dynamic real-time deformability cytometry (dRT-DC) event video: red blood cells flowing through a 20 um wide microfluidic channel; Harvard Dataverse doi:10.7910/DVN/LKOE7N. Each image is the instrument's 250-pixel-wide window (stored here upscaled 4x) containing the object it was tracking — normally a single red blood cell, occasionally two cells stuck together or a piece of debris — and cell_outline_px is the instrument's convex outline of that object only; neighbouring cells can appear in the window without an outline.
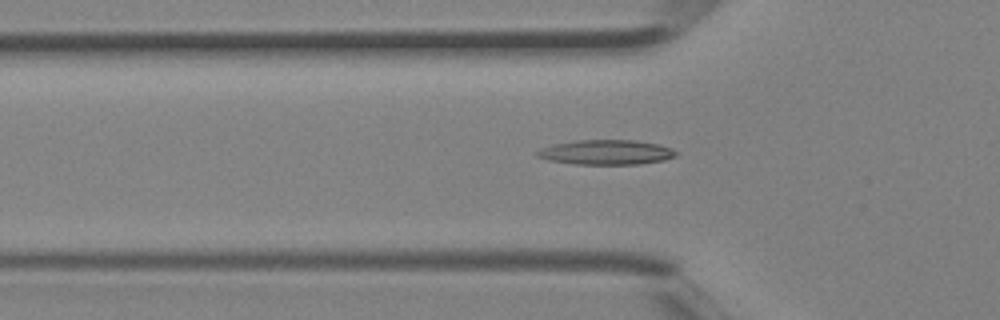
{"species": "Egyptian fruit bat (a non-hibernating species)", "species_latin": "Rousettus aegyptiacus", "temperature_condition": "room temperature", "stored_images_in_passage": 3, "camera_frame_rate_fps": 3000, "um_per_image_px": 0.085, "animal": {"sex": "female"}, "frame": {"image": 1, "passage_image": 3, "time_ms": 0.667, "image_size_px": [1000, 320], "cell_outline_px": [[680, 152], [676, 156], [664, 160], [640, 164], [576, 164], [548, 160], [536, 156], [536, 152], [540, 148], [552, 144], [576, 140], [636, 140], [660, 144], [672, 148]], "centroid_in_image_um": [51.55, 12.93], "position_along_channel_um": 74.2, "area_um2": 20.29}}